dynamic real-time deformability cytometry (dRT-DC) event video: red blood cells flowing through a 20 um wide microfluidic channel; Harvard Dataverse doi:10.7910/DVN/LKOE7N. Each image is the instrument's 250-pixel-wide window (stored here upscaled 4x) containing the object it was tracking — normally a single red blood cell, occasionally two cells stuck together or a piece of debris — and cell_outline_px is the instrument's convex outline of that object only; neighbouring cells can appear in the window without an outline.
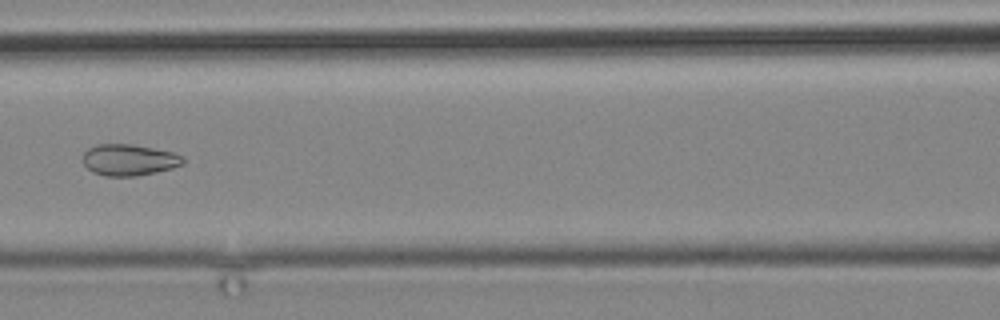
{"species": "common noctule bat (a hibernating species)", "species_latin": "Nyctalus noctula", "temperature_condition": "cold", "stored_images_in_passage": 10, "camera_frame_rate_fps": 3000, "um_per_image_px": 0.085, "animal": {"sex": "male", "body_mass_g": 19.2, "forearm_length_mm": 51.8}, "frame": {"image": 1, "passage_image": 10, "time_ms": 12.333, "image_size_px": [1000, 320], "cell_outline_px": [[184, 164], [172, 168], [156, 172], [136, 176], [104, 176], [92, 172], [84, 164], [84, 152], [88, 148], [96, 144], [132, 144], [172, 152], [184, 156]], "centroid_in_image_um": [10.97, 13.59], "position_along_channel_um": 155.6, "area_um2": 18.32}}